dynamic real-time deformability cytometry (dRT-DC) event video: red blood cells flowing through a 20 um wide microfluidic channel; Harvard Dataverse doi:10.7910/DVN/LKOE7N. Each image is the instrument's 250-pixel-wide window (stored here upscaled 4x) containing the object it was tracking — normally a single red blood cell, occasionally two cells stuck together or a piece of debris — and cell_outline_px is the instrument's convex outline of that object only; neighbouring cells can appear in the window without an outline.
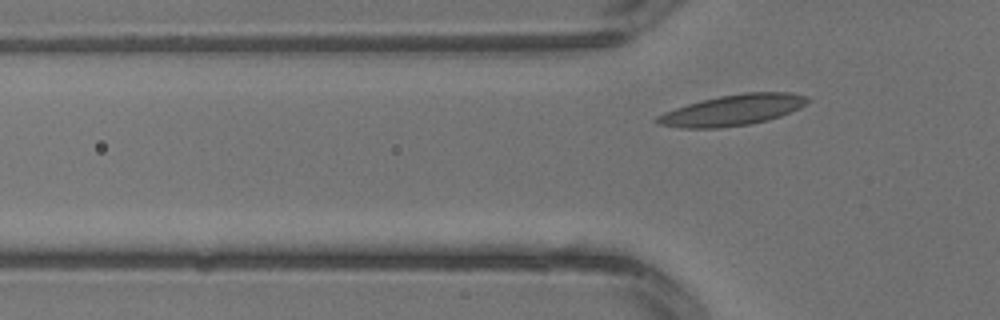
{"species": "common noctule bat (a hibernating species)", "species_latin": "Nyctalus noctula", "temperature_condition": "warm", "stored_images_in_passage": 4, "segment_of_instrument_passage": [2, 2], "camera_frame_rate_fps": 3000, "um_per_image_px": 0.085, "animal": {"sex": "male", "body_mass_g": 13.3}, "frame": {"image": 1, "passage_image": 4, "time_ms": 1.0, "image_size_px": [1000, 320], "cell_outline_px": [[812, 100], [800, 108], [780, 116], [768, 120], [748, 124], [720, 128], [680, 128], [660, 124], [652, 120], [656, 116], [664, 112], [700, 100], [720, 96], [744, 92], [792, 92], [808, 96]], "centroid_in_image_um": [62.3, 9.35], "position_along_channel_um": 63.5, "area_um2": 27.17}}